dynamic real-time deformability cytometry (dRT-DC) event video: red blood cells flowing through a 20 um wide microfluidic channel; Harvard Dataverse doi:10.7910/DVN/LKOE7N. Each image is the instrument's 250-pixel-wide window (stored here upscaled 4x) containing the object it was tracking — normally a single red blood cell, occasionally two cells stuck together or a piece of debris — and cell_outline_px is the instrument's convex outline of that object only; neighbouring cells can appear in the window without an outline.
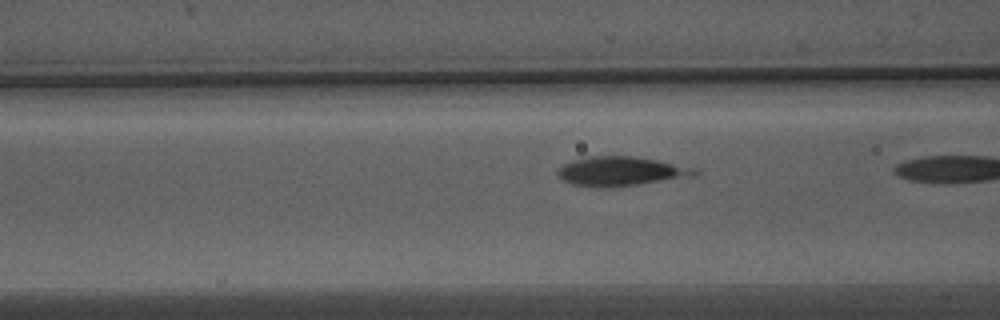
{"species": "Egyptian fruit bat (a non-hibernating species)", "species_latin": "Rousettus aegyptiacus", "temperature_condition": "warm", "stored_images_in_passage": 10, "camera_frame_rate_fps": 3000, "um_per_image_px": 0.085, "animal": {"sex": "male"}, "frame": {"image": 1, "passage_image": 9, "time_ms": 2.667, "image_size_px": [1000, 320], "cell_outline_px": [[700, 172], [696, 176], [608, 188], [600, 188], [572, 184], [564, 180], [556, 172], [556, 168], [572, 160], [588, 156], [632, 156], [656, 160], [700, 168]], "centroid_in_image_um": [52.8, 14.56], "position_along_channel_um": 113.8, "area_um2": 23.58}}